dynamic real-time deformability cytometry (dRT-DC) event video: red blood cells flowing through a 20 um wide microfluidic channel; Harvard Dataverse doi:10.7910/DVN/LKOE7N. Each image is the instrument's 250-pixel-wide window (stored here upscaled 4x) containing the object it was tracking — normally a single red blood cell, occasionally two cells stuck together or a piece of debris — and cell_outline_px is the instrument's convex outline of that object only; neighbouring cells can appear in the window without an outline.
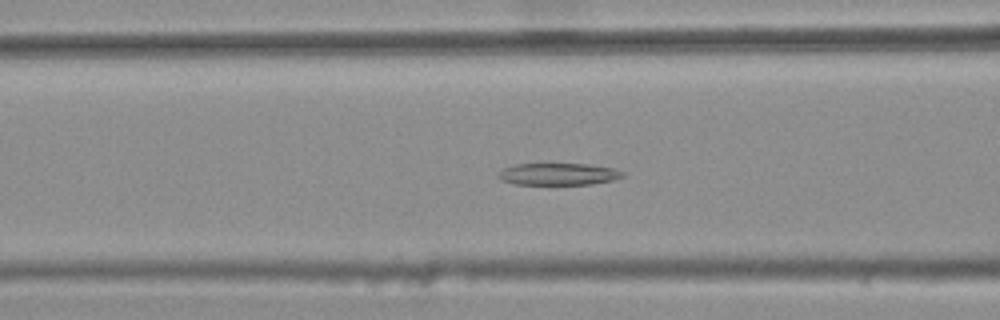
{"species": "common noctule bat (a hibernating species)", "species_latin": "Nyctalus noctula", "temperature_condition": "warm", "stored_images_in_passage": 32, "camera_frame_rate_fps": 3000, "um_per_image_px": 0.085, "animal": {"sex": "female", "body_mass_g": 25.1}, "frame": {"image": 1, "passage_image": 7, "time_ms": 2.0, "image_size_px": [1000, 320], "cell_outline_px": [[624, 176], [612, 180], [592, 184], [516, 184], [500, 180], [496, 176], [496, 172], [504, 168], [516, 164], [588, 164], [612, 168], [624, 172]], "centroid_in_image_um": [47.41, 14.8], "position_along_channel_um": 119.2, "area_um2": 15.9}}
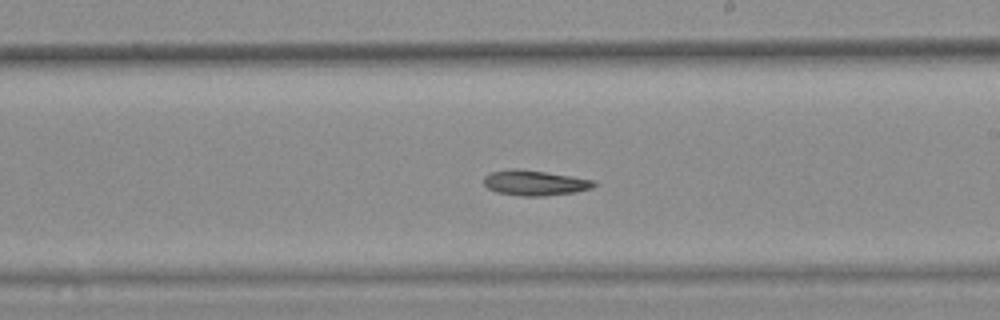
{"frame": {"image": 2, "passage_image": 17, "time_ms": 5.333, "image_size_px": [1000, 320], "cell_outline_px": [[596, 184], [592, 188], [576, 192], [544, 196], [520, 196], [496, 192], [488, 188], [484, 184], [484, 176], [492, 172], [512, 168], [516, 168], [572, 176], [596, 180]], "centroid_in_image_um": [45.47, 15.55], "position_along_channel_um": 243.5, "area_um2": 16.24}}
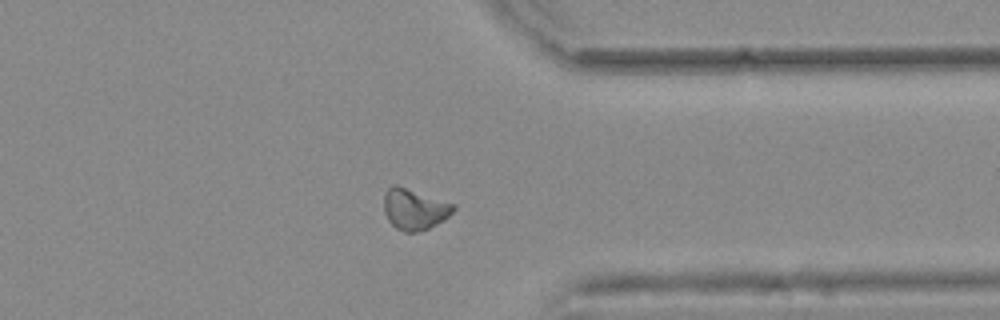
{"frame": {"image": 3, "passage_image": 28, "time_ms": 9.0, "image_size_px": [1000, 320], "cell_outline_px": [[456, 208], [444, 220], [428, 228], [416, 232], [404, 232], [396, 228], [388, 220], [384, 212], [384, 192], [392, 184], [396, 184], [456, 204]], "centroid_in_image_um": [35.22, 17.76], "position_along_channel_um": 376.2, "area_um2": 16.7}}